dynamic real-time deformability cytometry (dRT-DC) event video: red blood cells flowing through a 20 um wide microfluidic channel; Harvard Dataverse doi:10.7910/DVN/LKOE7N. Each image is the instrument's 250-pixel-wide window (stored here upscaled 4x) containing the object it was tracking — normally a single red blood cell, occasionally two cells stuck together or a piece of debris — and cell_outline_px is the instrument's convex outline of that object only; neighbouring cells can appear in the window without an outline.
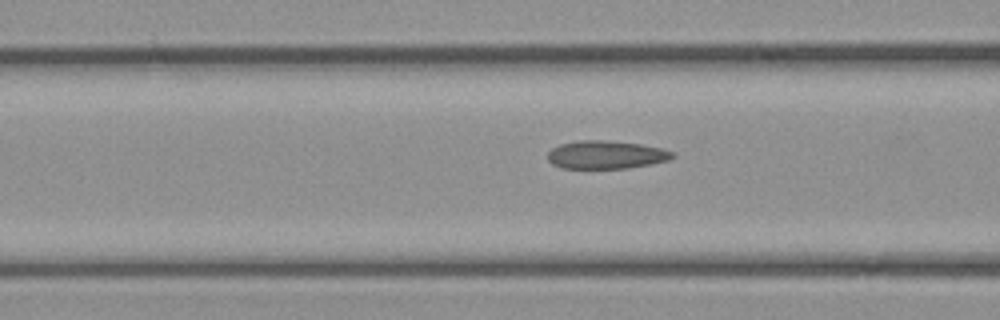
{"species": "common noctule bat (a hibernating species)", "species_latin": "Nyctalus noctula", "temperature_condition": "cold", "stored_images_in_passage": 16, "camera_frame_rate_fps": 3000, "um_per_image_px": 0.085, "animal": {"sex": "female", "body_mass_g": 21.9}, "frame": {"image": 1, "passage_image": 14, "time_ms": 4.333, "image_size_px": [1000, 320], "cell_outline_px": [[676, 156], [668, 160], [652, 164], [628, 168], [560, 168], [552, 164], [548, 160], [548, 152], [552, 148], [560, 144], [580, 140], [600, 140], [640, 144], [664, 148], [676, 152]], "centroid_in_image_um": [51.55, 13.16], "position_along_channel_um": 115.1, "area_um2": 20.58}}